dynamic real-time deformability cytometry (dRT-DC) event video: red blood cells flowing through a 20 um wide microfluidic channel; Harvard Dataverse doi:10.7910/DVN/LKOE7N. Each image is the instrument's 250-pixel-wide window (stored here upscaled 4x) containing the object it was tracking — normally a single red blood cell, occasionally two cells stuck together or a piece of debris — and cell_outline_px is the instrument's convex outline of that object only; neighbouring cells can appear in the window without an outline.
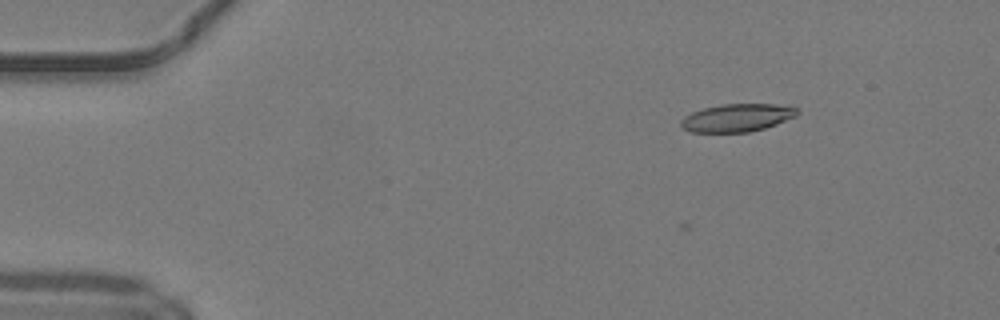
{"species": "common noctule bat (a hibernating species)", "species_latin": "Nyctalus noctula", "temperature_condition": "warm", "stored_images_in_passage": 4, "camera_frame_rate_fps": 3000, "um_per_image_px": 0.085, "animal": {"sex": "male", "body_mass_g": 19.2, "forearm_length_mm": 51.8}, "frame": {"image": 1, "passage_image": 4, "time_ms": 1.0, "image_size_px": [1000, 320], "cell_outline_px": [[800, 112], [796, 116], [776, 124], [764, 128], [748, 132], [692, 132], [684, 128], [680, 124], [680, 120], [684, 116], [692, 112], [704, 108], [720, 104], [776, 104], [796, 108]], "centroid_in_image_um": [62.64, 10.0], "position_along_channel_um": 22.4, "area_um2": 18.79}}